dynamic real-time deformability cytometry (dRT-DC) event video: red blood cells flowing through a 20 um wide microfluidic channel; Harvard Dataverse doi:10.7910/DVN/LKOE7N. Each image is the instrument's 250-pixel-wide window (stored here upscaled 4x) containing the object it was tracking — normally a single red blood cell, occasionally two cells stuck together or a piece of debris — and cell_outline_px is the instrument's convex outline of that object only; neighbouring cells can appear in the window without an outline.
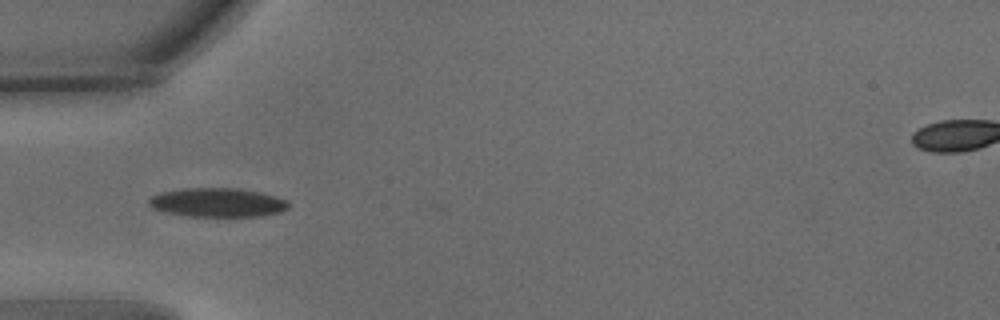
{"species": "common noctule bat (a hibernating species)", "species_latin": "Nyctalus noctula", "temperature_condition": "warm", "stored_images_in_passage": 28, "camera_frame_rate_fps": 3000, "um_per_image_px": 0.085, "animal": {"sex": "male", "body_mass_g": 15.6}, "frame": {"image": 1, "passage_image": 1, "time_ms": 0.0, "image_size_px": [1000, 320], "cell_outline_px": [[292, 204], [288, 208], [280, 212], [264, 216], [188, 216], [164, 212], [152, 208], [148, 204], [148, 200], [152, 196], [160, 192], [184, 188], [240, 188], [260, 192], [276, 196], [288, 200]], "centroid_in_image_um": [18.52, 17.21], "position_along_channel_um": 66.5, "area_um2": 23.87}}
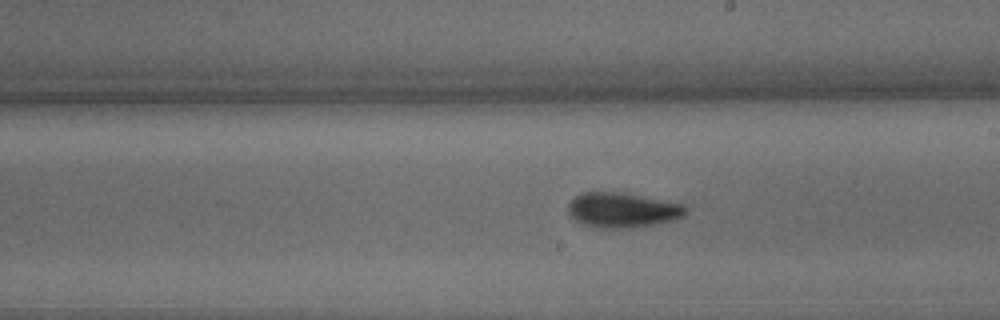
{"frame": {"image": 2, "passage_image": 15, "time_ms": 4.667, "image_size_px": [1000, 320], "cell_outline_px": [[688, 212], [684, 216], [676, 220], [632, 228], [600, 228], [584, 224], [576, 220], [568, 212], [568, 204], [576, 196], [584, 192], [624, 192], [684, 204], [688, 208]], "centroid_in_image_um": [52.97, 17.85], "position_along_channel_um": 236.0, "area_um2": 24.1}}
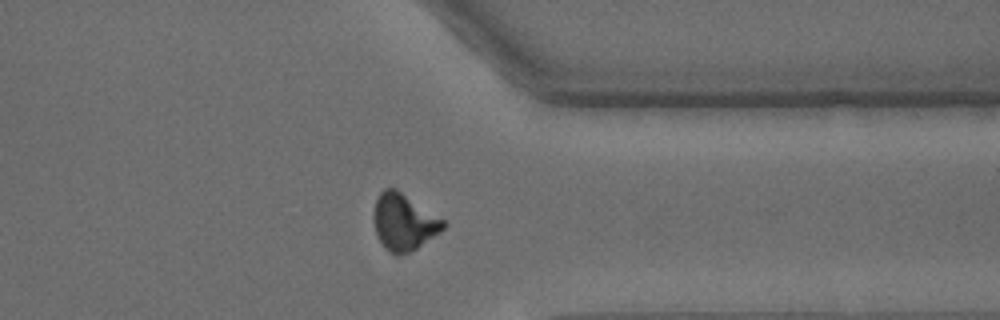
{"frame": {"image": 3, "passage_image": 27, "time_ms": 8.667, "image_size_px": [1000, 320], "cell_outline_px": [[448, 224], [440, 232], [416, 248], [400, 256], [396, 256], [384, 248], [376, 236], [372, 216], [376, 200], [380, 192], [384, 188], [396, 188], [444, 220]], "centroid_in_image_um": [34.29, 18.88], "position_along_channel_um": 377.1, "area_um2": 23.06}}